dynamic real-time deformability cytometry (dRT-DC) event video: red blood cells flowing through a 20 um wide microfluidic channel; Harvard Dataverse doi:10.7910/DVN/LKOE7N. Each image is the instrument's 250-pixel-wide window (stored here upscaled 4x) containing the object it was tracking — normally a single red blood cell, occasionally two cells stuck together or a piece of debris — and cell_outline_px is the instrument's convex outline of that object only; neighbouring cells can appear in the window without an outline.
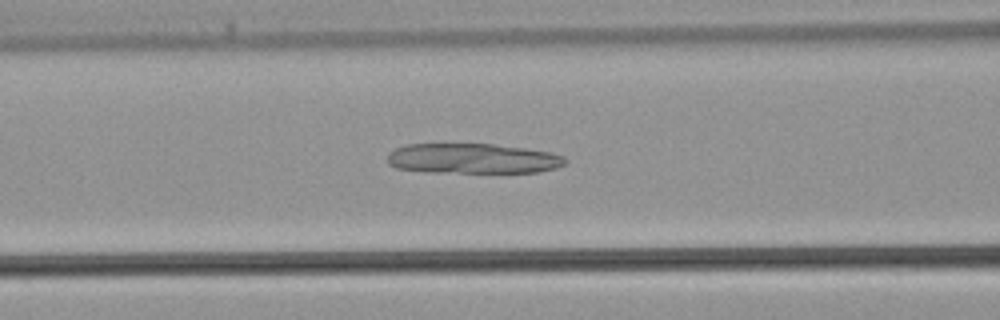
{"species": "common noctule bat (a hibernating species)", "species_latin": "Nyctalus noctula", "temperature_condition": "warm", "stored_images_in_passage": 41, "camera_frame_rate_fps": 3000, "um_per_image_px": 0.085, "animal": {"sex": "male", "body_mass_g": 21.5, "forearm_length_mm": 52.0}, "frame": {"image": 1, "passage_image": 16, "time_ms": 5.0, "image_size_px": [1000, 320], "cell_outline_px": [[568, 160], [564, 164], [556, 168], [540, 172], [424, 172], [396, 168], [388, 164], [388, 152], [396, 148], [408, 144], [492, 144], [524, 148], [552, 152], [564, 156]], "centroid_in_image_um": [40.18, 13.48], "position_along_channel_um": 126.4, "area_um2": 31.33}}
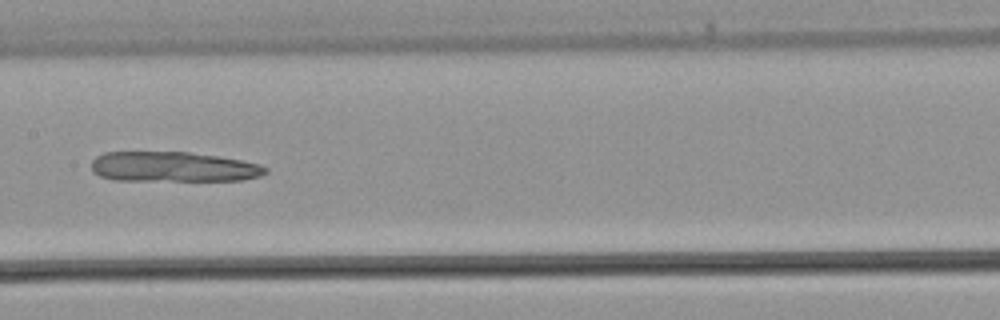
{"frame": {"image": 2, "passage_image": 20, "time_ms": 6.333, "image_size_px": [1000, 320], "cell_outline_px": [[268, 172], [260, 176], [244, 180], [112, 180], [100, 176], [92, 172], [92, 160], [96, 156], [104, 152], [188, 152], [216, 156], [240, 160], [260, 164], [268, 168]], "centroid_in_image_um": [14.71, 14.18], "position_along_channel_um": 192.7, "area_um2": 30.52}}
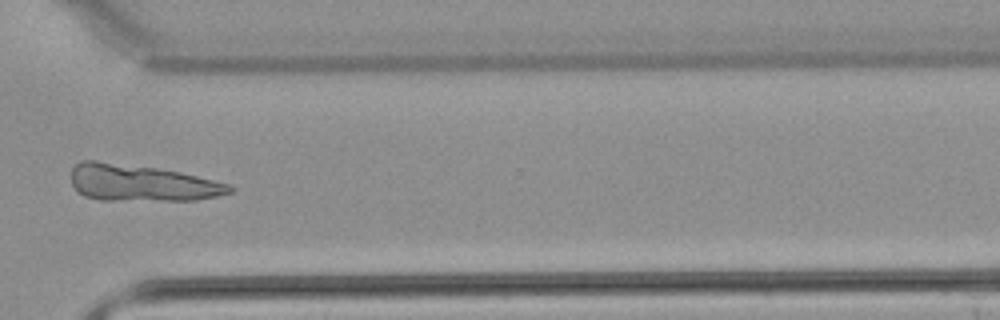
{"frame": {"image": 3, "passage_image": 30, "time_ms": 9.667, "image_size_px": [1000, 320], "cell_outline_px": [[236, 188], [232, 192], [220, 196], [196, 200], [100, 200], [84, 196], [76, 192], [72, 184], [72, 168], [80, 160], [96, 160], [156, 168], [180, 172], [228, 184]], "centroid_in_image_um": [12.0, 15.56], "position_along_channel_um": 358.6, "area_um2": 33.87}}